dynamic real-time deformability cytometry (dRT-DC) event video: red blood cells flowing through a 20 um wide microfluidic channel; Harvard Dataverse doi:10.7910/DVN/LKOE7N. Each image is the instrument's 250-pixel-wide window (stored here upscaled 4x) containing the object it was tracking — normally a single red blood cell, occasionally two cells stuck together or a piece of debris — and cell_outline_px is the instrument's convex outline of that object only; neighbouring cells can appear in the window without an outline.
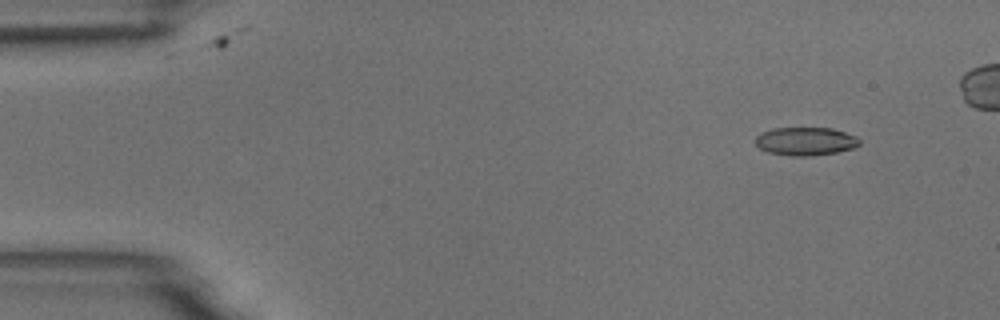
{"species": "common noctule bat (a hibernating species)", "species_latin": "Nyctalus noctula", "temperature_condition": "room temperature", "stored_images_in_passage": 5, "camera_frame_rate_fps": 3000, "um_per_image_px": 0.085, "animal": {"sex": "male", "body_mass_g": 18.8}, "frame": {"image": 1, "passage_image": 1, "time_ms": 0.0, "image_size_px": [1000, 320], "cell_outline_px": [[860, 144], [856, 148], [836, 152], [808, 156], [792, 156], [768, 152], [760, 148], [756, 144], [756, 136], [760, 132], [772, 128], [832, 128], [856, 136], [860, 140]], "centroid_in_image_um": [68.48, 12.0], "position_along_channel_um": 16.5, "area_um2": 17.17}}